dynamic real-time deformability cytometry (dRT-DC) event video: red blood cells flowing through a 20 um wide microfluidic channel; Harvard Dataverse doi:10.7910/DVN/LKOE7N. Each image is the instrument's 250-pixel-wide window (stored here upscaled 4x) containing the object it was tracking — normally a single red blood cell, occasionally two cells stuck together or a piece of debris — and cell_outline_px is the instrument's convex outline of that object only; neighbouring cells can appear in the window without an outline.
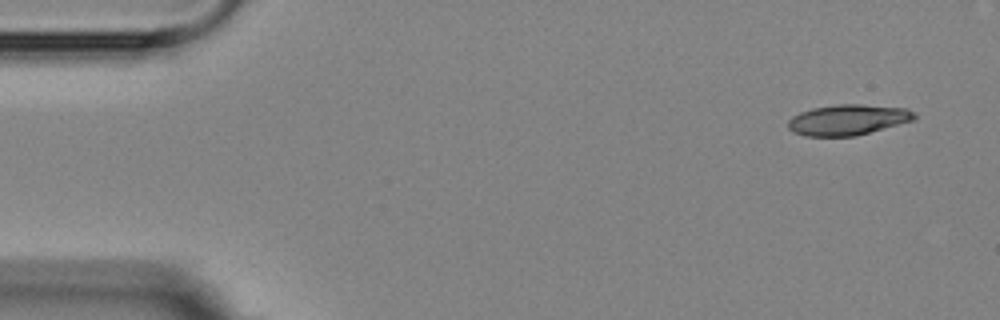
{"species": "Egyptian fruit bat (a non-hibernating species)", "species_latin": "Rousettus aegyptiacus", "temperature_condition": "room temperature", "stored_images_in_passage": 5, "camera_frame_rate_fps": 3000, "um_per_image_px": 0.085, "animal": {"sex": "female"}, "frame": {"image": 1, "passage_image": 1, "time_ms": 0.0, "image_size_px": [1000, 320], "cell_outline_px": [[916, 120], [856, 136], [804, 136], [792, 132], [788, 128], [788, 120], [792, 116], [800, 112], [812, 108], [836, 104], [860, 104], [908, 108], [916, 112]], "centroid_in_image_um": [72.09, 10.18], "position_along_channel_um": 12.9, "area_um2": 22.89}}
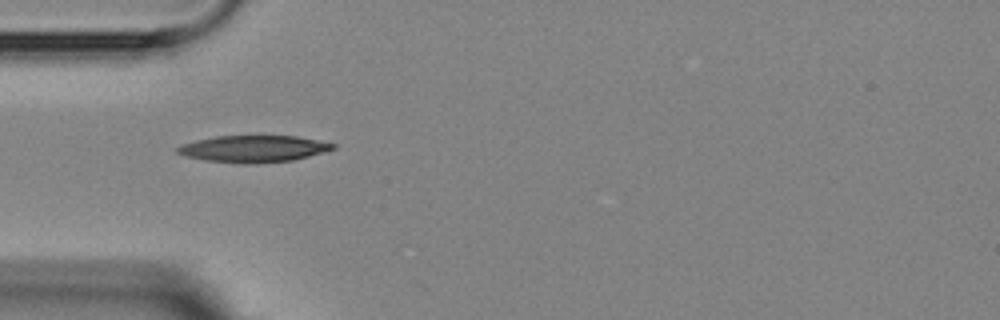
{"frame": {"image": 2, "passage_image": 4, "time_ms": 4.333, "image_size_px": [1000, 320], "cell_outline_px": [[336, 148], [324, 152], [292, 160], [256, 164], [244, 164], [204, 160], [188, 156], [176, 152], [172, 148], [180, 144], [196, 140], [216, 136], [296, 136], [336, 144]], "centroid_in_image_um": [21.5, 12.65], "position_along_channel_um": 63.5, "area_um2": 24.33}}
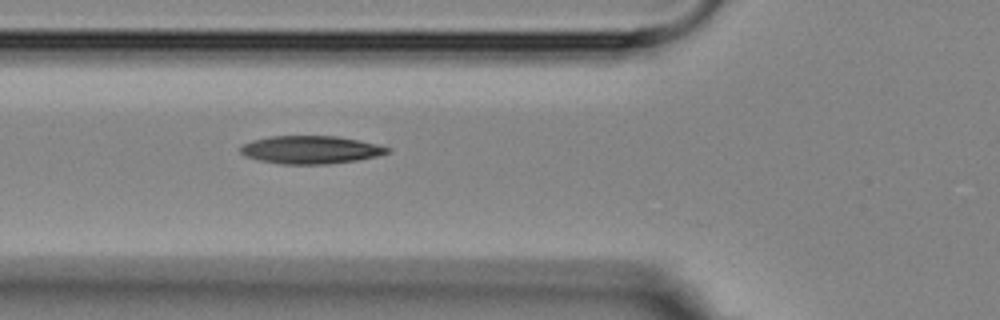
{"frame": {"image": 3, "passage_image": 5, "time_ms": 5.333, "image_size_px": [1000, 320], "cell_outline_px": [[392, 152], [376, 156], [356, 160], [328, 164], [280, 164], [260, 160], [244, 156], [240, 152], [240, 148], [244, 144], [252, 140], [272, 136], [336, 136], [360, 140], [392, 148]], "centroid_in_image_um": [26.43, 12.73], "position_along_channel_um": 99.4, "area_um2": 23.93}}